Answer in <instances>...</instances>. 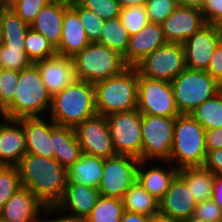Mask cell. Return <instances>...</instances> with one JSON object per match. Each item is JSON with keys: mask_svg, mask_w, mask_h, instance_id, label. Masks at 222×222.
<instances>
[{"mask_svg": "<svg viewBox=\"0 0 222 222\" xmlns=\"http://www.w3.org/2000/svg\"><path fill=\"white\" fill-rule=\"evenodd\" d=\"M175 103L180 114H190L198 105L222 90L209 73L186 68L172 82Z\"/></svg>", "mask_w": 222, "mask_h": 222, "instance_id": "obj_7", "label": "cell"}, {"mask_svg": "<svg viewBox=\"0 0 222 222\" xmlns=\"http://www.w3.org/2000/svg\"><path fill=\"white\" fill-rule=\"evenodd\" d=\"M94 84L76 79L52 97L50 119L57 125L75 128L96 115Z\"/></svg>", "mask_w": 222, "mask_h": 222, "instance_id": "obj_2", "label": "cell"}, {"mask_svg": "<svg viewBox=\"0 0 222 222\" xmlns=\"http://www.w3.org/2000/svg\"><path fill=\"white\" fill-rule=\"evenodd\" d=\"M15 90V99L0 113L2 118L41 117L46 110L50 112L52 96L34 64L19 71V84Z\"/></svg>", "mask_w": 222, "mask_h": 222, "instance_id": "obj_3", "label": "cell"}, {"mask_svg": "<svg viewBox=\"0 0 222 222\" xmlns=\"http://www.w3.org/2000/svg\"><path fill=\"white\" fill-rule=\"evenodd\" d=\"M140 160L131 156L115 155L104 158L100 186L101 196L122 199L124 193L137 181Z\"/></svg>", "mask_w": 222, "mask_h": 222, "instance_id": "obj_12", "label": "cell"}, {"mask_svg": "<svg viewBox=\"0 0 222 222\" xmlns=\"http://www.w3.org/2000/svg\"><path fill=\"white\" fill-rule=\"evenodd\" d=\"M212 200L222 208V176L215 175Z\"/></svg>", "mask_w": 222, "mask_h": 222, "instance_id": "obj_50", "label": "cell"}, {"mask_svg": "<svg viewBox=\"0 0 222 222\" xmlns=\"http://www.w3.org/2000/svg\"><path fill=\"white\" fill-rule=\"evenodd\" d=\"M104 158L82 153L81 158L74 162L68 169V181L92 188H98L102 179Z\"/></svg>", "mask_w": 222, "mask_h": 222, "instance_id": "obj_26", "label": "cell"}, {"mask_svg": "<svg viewBox=\"0 0 222 222\" xmlns=\"http://www.w3.org/2000/svg\"><path fill=\"white\" fill-rule=\"evenodd\" d=\"M74 130L83 153L102 158L116 155L104 115L96 114L78 124Z\"/></svg>", "mask_w": 222, "mask_h": 222, "instance_id": "obj_13", "label": "cell"}, {"mask_svg": "<svg viewBox=\"0 0 222 222\" xmlns=\"http://www.w3.org/2000/svg\"><path fill=\"white\" fill-rule=\"evenodd\" d=\"M166 43L161 24L149 22L137 34L130 36L128 48L123 55L124 61L128 66L134 67Z\"/></svg>", "mask_w": 222, "mask_h": 222, "instance_id": "obj_20", "label": "cell"}, {"mask_svg": "<svg viewBox=\"0 0 222 222\" xmlns=\"http://www.w3.org/2000/svg\"><path fill=\"white\" fill-rule=\"evenodd\" d=\"M193 216L206 222H222V208L212 199L205 200L197 204Z\"/></svg>", "mask_w": 222, "mask_h": 222, "instance_id": "obj_43", "label": "cell"}, {"mask_svg": "<svg viewBox=\"0 0 222 222\" xmlns=\"http://www.w3.org/2000/svg\"><path fill=\"white\" fill-rule=\"evenodd\" d=\"M123 209L128 212L154 217L159 213V200L136 181L122 197Z\"/></svg>", "mask_w": 222, "mask_h": 222, "instance_id": "obj_29", "label": "cell"}, {"mask_svg": "<svg viewBox=\"0 0 222 222\" xmlns=\"http://www.w3.org/2000/svg\"><path fill=\"white\" fill-rule=\"evenodd\" d=\"M68 7L52 0L41 8L30 28L43 34L57 48L62 36L64 12Z\"/></svg>", "mask_w": 222, "mask_h": 222, "instance_id": "obj_24", "label": "cell"}, {"mask_svg": "<svg viewBox=\"0 0 222 222\" xmlns=\"http://www.w3.org/2000/svg\"><path fill=\"white\" fill-rule=\"evenodd\" d=\"M123 211L122 199L101 196L86 218L88 222H121Z\"/></svg>", "mask_w": 222, "mask_h": 222, "instance_id": "obj_33", "label": "cell"}, {"mask_svg": "<svg viewBox=\"0 0 222 222\" xmlns=\"http://www.w3.org/2000/svg\"><path fill=\"white\" fill-rule=\"evenodd\" d=\"M4 119L0 124V166H17L27 153L26 137L17 119Z\"/></svg>", "mask_w": 222, "mask_h": 222, "instance_id": "obj_19", "label": "cell"}, {"mask_svg": "<svg viewBox=\"0 0 222 222\" xmlns=\"http://www.w3.org/2000/svg\"><path fill=\"white\" fill-rule=\"evenodd\" d=\"M177 6L171 0H147L145 8L150 23L161 24Z\"/></svg>", "mask_w": 222, "mask_h": 222, "instance_id": "obj_42", "label": "cell"}, {"mask_svg": "<svg viewBox=\"0 0 222 222\" xmlns=\"http://www.w3.org/2000/svg\"><path fill=\"white\" fill-rule=\"evenodd\" d=\"M89 44L78 13L72 7H68L64 12L62 36L56 48L57 54L73 58Z\"/></svg>", "mask_w": 222, "mask_h": 222, "instance_id": "obj_23", "label": "cell"}, {"mask_svg": "<svg viewBox=\"0 0 222 222\" xmlns=\"http://www.w3.org/2000/svg\"><path fill=\"white\" fill-rule=\"evenodd\" d=\"M56 2H59L63 5H66V6H73V5H76V4H80L82 0H54Z\"/></svg>", "mask_w": 222, "mask_h": 222, "instance_id": "obj_54", "label": "cell"}, {"mask_svg": "<svg viewBox=\"0 0 222 222\" xmlns=\"http://www.w3.org/2000/svg\"><path fill=\"white\" fill-rule=\"evenodd\" d=\"M23 126L27 153L44 158H54L52 139V120L42 117H23L17 119Z\"/></svg>", "mask_w": 222, "mask_h": 222, "instance_id": "obj_21", "label": "cell"}, {"mask_svg": "<svg viewBox=\"0 0 222 222\" xmlns=\"http://www.w3.org/2000/svg\"><path fill=\"white\" fill-rule=\"evenodd\" d=\"M205 129L189 114L176 117L170 158L179 170L203 166L206 159Z\"/></svg>", "mask_w": 222, "mask_h": 222, "instance_id": "obj_5", "label": "cell"}, {"mask_svg": "<svg viewBox=\"0 0 222 222\" xmlns=\"http://www.w3.org/2000/svg\"><path fill=\"white\" fill-rule=\"evenodd\" d=\"M52 0H20L11 8L28 25L35 20L41 8Z\"/></svg>", "mask_w": 222, "mask_h": 222, "instance_id": "obj_41", "label": "cell"}, {"mask_svg": "<svg viewBox=\"0 0 222 222\" xmlns=\"http://www.w3.org/2000/svg\"><path fill=\"white\" fill-rule=\"evenodd\" d=\"M71 7L78 13L79 19L90 43L97 42L101 36L105 20L101 19L92 10L82 7L80 4H76Z\"/></svg>", "mask_w": 222, "mask_h": 222, "instance_id": "obj_37", "label": "cell"}, {"mask_svg": "<svg viewBox=\"0 0 222 222\" xmlns=\"http://www.w3.org/2000/svg\"><path fill=\"white\" fill-rule=\"evenodd\" d=\"M178 175L187 183L195 200L203 202L212 199L215 174L204 166L186 167Z\"/></svg>", "mask_w": 222, "mask_h": 222, "instance_id": "obj_28", "label": "cell"}, {"mask_svg": "<svg viewBox=\"0 0 222 222\" xmlns=\"http://www.w3.org/2000/svg\"><path fill=\"white\" fill-rule=\"evenodd\" d=\"M206 150L222 149V127L205 131Z\"/></svg>", "mask_w": 222, "mask_h": 222, "instance_id": "obj_48", "label": "cell"}, {"mask_svg": "<svg viewBox=\"0 0 222 222\" xmlns=\"http://www.w3.org/2000/svg\"><path fill=\"white\" fill-rule=\"evenodd\" d=\"M72 60L77 79L91 84L116 76L129 67L120 53L96 42L90 43Z\"/></svg>", "mask_w": 222, "mask_h": 222, "instance_id": "obj_6", "label": "cell"}, {"mask_svg": "<svg viewBox=\"0 0 222 222\" xmlns=\"http://www.w3.org/2000/svg\"><path fill=\"white\" fill-rule=\"evenodd\" d=\"M105 117L116 155L142 161V114L138 109L115 112Z\"/></svg>", "mask_w": 222, "mask_h": 222, "instance_id": "obj_8", "label": "cell"}, {"mask_svg": "<svg viewBox=\"0 0 222 222\" xmlns=\"http://www.w3.org/2000/svg\"><path fill=\"white\" fill-rule=\"evenodd\" d=\"M32 64L25 53L24 45H0V68L21 71L29 68Z\"/></svg>", "mask_w": 222, "mask_h": 222, "instance_id": "obj_35", "label": "cell"}, {"mask_svg": "<svg viewBox=\"0 0 222 222\" xmlns=\"http://www.w3.org/2000/svg\"><path fill=\"white\" fill-rule=\"evenodd\" d=\"M153 222H180V220L158 213L153 217Z\"/></svg>", "mask_w": 222, "mask_h": 222, "instance_id": "obj_52", "label": "cell"}, {"mask_svg": "<svg viewBox=\"0 0 222 222\" xmlns=\"http://www.w3.org/2000/svg\"><path fill=\"white\" fill-rule=\"evenodd\" d=\"M58 213V214H63L61 215L60 218H56V219H45L42 220V222H88L87 218L85 217H80V216H76V215H71V214H66V216H64V211H61L56 205H51V206H45L44 208V213L43 214H50L51 212Z\"/></svg>", "mask_w": 222, "mask_h": 222, "instance_id": "obj_47", "label": "cell"}, {"mask_svg": "<svg viewBox=\"0 0 222 222\" xmlns=\"http://www.w3.org/2000/svg\"><path fill=\"white\" fill-rule=\"evenodd\" d=\"M197 204L187 183L177 174L169 189L159 200V213L183 220L194 214Z\"/></svg>", "mask_w": 222, "mask_h": 222, "instance_id": "obj_17", "label": "cell"}, {"mask_svg": "<svg viewBox=\"0 0 222 222\" xmlns=\"http://www.w3.org/2000/svg\"><path fill=\"white\" fill-rule=\"evenodd\" d=\"M180 222H206V221L203 219L196 218L192 215L188 217L187 219L180 220Z\"/></svg>", "mask_w": 222, "mask_h": 222, "instance_id": "obj_56", "label": "cell"}, {"mask_svg": "<svg viewBox=\"0 0 222 222\" xmlns=\"http://www.w3.org/2000/svg\"><path fill=\"white\" fill-rule=\"evenodd\" d=\"M200 10L207 24L218 25L222 21V0H205Z\"/></svg>", "mask_w": 222, "mask_h": 222, "instance_id": "obj_44", "label": "cell"}, {"mask_svg": "<svg viewBox=\"0 0 222 222\" xmlns=\"http://www.w3.org/2000/svg\"><path fill=\"white\" fill-rule=\"evenodd\" d=\"M21 186L16 166H0V209Z\"/></svg>", "mask_w": 222, "mask_h": 222, "instance_id": "obj_38", "label": "cell"}, {"mask_svg": "<svg viewBox=\"0 0 222 222\" xmlns=\"http://www.w3.org/2000/svg\"><path fill=\"white\" fill-rule=\"evenodd\" d=\"M206 72L222 84V39L217 45L216 51L210 60Z\"/></svg>", "mask_w": 222, "mask_h": 222, "instance_id": "obj_45", "label": "cell"}, {"mask_svg": "<svg viewBox=\"0 0 222 222\" xmlns=\"http://www.w3.org/2000/svg\"><path fill=\"white\" fill-rule=\"evenodd\" d=\"M33 64L38 68L46 90L52 97L77 79L70 57L55 54Z\"/></svg>", "mask_w": 222, "mask_h": 222, "instance_id": "obj_16", "label": "cell"}, {"mask_svg": "<svg viewBox=\"0 0 222 222\" xmlns=\"http://www.w3.org/2000/svg\"><path fill=\"white\" fill-rule=\"evenodd\" d=\"M121 222H153V217L124 210L121 217Z\"/></svg>", "mask_w": 222, "mask_h": 222, "instance_id": "obj_49", "label": "cell"}, {"mask_svg": "<svg viewBox=\"0 0 222 222\" xmlns=\"http://www.w3.org/2000/svg\"><path fill=\"white\" fill-rule=\"evenodd\" d=\"M137 109L141 114L161 117L180 115L172 84L139 75Z\"/></svg>", "mask_w": 222, "mask_h": 222, "instance_id": "obj_11", "label": "cell"}, {"mask_svg": "<svg viewBox=\"0 0 222 222\" xmlns=\"http://www.w3.org/2000/svg\"><path fill=\"white\" fill-rule=\"evenodd\" d=\"M3 44V29H2V25L0 23V45Z\"/></svg>", "mask_w": 222, "mask_h": 222, "instance_id": "obj_58", "label": "cell"}, {"mask_svg": "<svg viewBox=\"0 0 222 222\" xmlns=\"http://www.w3.org/2000/svg\"><path fill=\"white\" fill-rule=\"evenodd\" d=\"M203 166L213 174L222 176V149L207 151Z\"/></svg>", "mask_w": 222, "mask_h": 222, "instance_id": "obj_46", "label": "cell"}, {"mask_svg": "<svg viewBox=\"0 0 222 222\" xmlns=\"http://www.w3.org/2000/svg\"><path fill=\"white\" fill-rule=\"evenodd\" d=\"M0 23L3 29V45L20 46L25 44L26 33L30 28L12 8L0 7Z\"/></svg>", "mask_w": 222, "mask_h": 222, "instance_id": "obj_30", "label": "cell"}, {"mask_svg": "<svg viewBox=\"0 0 222 222\" xmlns=\"http://www.w3.org/2000/svg\"><path fill=\"white\" fill-rule=\"evenodd\" d=\"M218 27H219V32L222 36V21L218 24Z\"/></svg>", "mask_w": 222, "mask_h": 222, "instance_id": "obj_59", "label": "cell"}, {"mask_svg": "<svg viewBox=\"0 0 222 222\" xmlns=\"http://www.w3.org/2000/svg\"><path fill=\"white\" fill-rule=\"evenodd\" d=\"M138 78L137 69L129 66L120 74L94 84L97 114L107 116L137 109Z\"/></svg>", "mask_w": 222, "mask_h": 222, "instance_id": "obj_4", "label": "cell"}, {"mask_svg": "<svg viewBox=\"0 0 222 222\" xmlns=\"http://www.w3.org/2000/svg\"><path fill=\"white\" fill-rule=\"evenodd\" d=\"M19 71L0 68V113L15 99Z\"/></svg>", "mask_w": 222, "mask_h": 222, "instance_id": "obj_39", "label": "cell"}, {"mask_svg": "<svg viewBox=\"0 0 222 222\" xmlns=\"http://www.w3.org/2000/svg\"><path fill=\"white\" fill-rule=\"evenodd\" d=\"M205 0H187V6L201 8Z\"/></svg>", "mask_w": 222, "mask_h": 222, "instance_id": "obj_55", "label": "cell"}, {"mask_svg": "<svg viewBox=\"0 0 222 222\" xmlns=\"http://www.w3.org/2000/svg\"><path fill=\"white\" fill-rule=\"evenodd\" d=\"M54 159L68 169L82 156V148L72 127L57 125L52 121Z\"/></svg>", "mask_w": 222, "mask_h": 222, "instance_id": "obj_25", "label": "cell"}, {"mask_svg": "<svg viewBox=\"0 0 222 222\" xmlns=\"http://www.w3.org/2000/svg\"><path fill=\"white\" fill-rule=\"evenodd\" d=\"M20 0H0V7L11 8Z\"/></svg>", "mask_w": 222, "mask_h": 222, "instance_id": "obj_53", "label": "cell"}, {"mask_svg": "<svg viewBox=\"0 0 222 222\" xmlns=\"http://www.w3.org/2000/svg\"><path fill=\"white\" fill-rule=\"evenodd\" d=\"M206 24L200 8L178 6L161 23V26L167 42L183 44Z\"/></svg>", "mask_w": 222, "mask_h": 222, "instance_id": "obj_15", "label": "cell"}, {"mask_svg": "<svg viewBox=\"0 0 222 222\" xmlns=\"http://www.w3.org/2000/svg\"><path fill=\"white\" fill-rule=\"evenodd\" d=\"M222 36L218 25L206 24L184 43L186 66L206 71Z\"/></svg>", "mask_w": 222, "mask_h": 222, "instance_id": "obj_14", "label": "cell"}, {"mask_svg": "<svg viewBox=\"0 0 222 222\" xmlns=\"http://www.w3.org/2000/svg\"><path fill=\"white\" fill-rule=\"evenodd\" d=\"M134 67L143 77L171 83L187 68L183 44L167 42Z\"/></svg>", "mask_w": 222, "mask_h": 222, "instance_id": "obj_9", "label": "cell"}, {"mask_svg": "<svg viewBox=\"0 0 222 222\" xmlns=\"http://www.w3.org/2000/svg\"><path fill=\"white\" fill-rule=\"evenodd\" d=\"M177 7L187 6V0H171Z\"/></svg>", "mask_w": 222, "mask_h": 222, "instance_id": "obj_57", "label": "cell"}, {"mask_svg": "<svg viewBox=\"0 0 222 222\" xmlns=\"http://www.w3.org/2000/svg\"><path fill=\"white\" fill-rule=\"evenodd\" d=\"M148 161H141L137 170V181L152 196L160 200L169 189L172 180L178 174V169L173 165L169 170L160 167H146Z\"/></svg>", "mask_w": 222, "mask_h": 222, "instance_id": "obj_27", "label": "cell"}, {"mask_svg": "<svg viewBox=\"0 0 222 222\" xmlns=\"http://www.w3.org/2000/svg\"><path fill=\"white\" fill-rule=\"evenodd\" d=\"M191 115L205 130L222 127V90L198 105Z\"/></svg>", "mask_w": 222, "mask_h": 222, "instance_id": "obj_31", "label": "cell"}, {"mask_svg": "<svg viewBox=\"0 0 222 222\" xmlns=\"http://www.w3.org/2000/svg\"><path fill=\"white\" fill-rule=\"evenodd\" d=\"M45 205L28 189L21 186L0 209L5 222H42L39 214Z\"/></svg>", "mask_w": 222, "mask_h": 222, "instance_id": "obj_18", "label": "cell"}, {"mask_svg": "<svg viewBox=\"0 0 222 222\" xmlns=\"http://www.w3.org/2000/svg\"><path fill=\"white\" fill-rule=\"evenodd\" d=\"M129 38L127 30L117 17L105 20L101 36L96 43L115 50L123 56L128 48Z\"/></svg>", "mask_w": 222, "mask_h": 222, "instance_id": "obj_32", "label": "cell"}, {"mask_svg": "<svg viewBox=\"0 0 222 222\" xmlns=\"http://www.w3.org/2000/svg\"><path fill=\"white\" fill-rule=\"evenodd\" d=\"M21 185L28 188L45 206L56 205L68 183L67 169L54 158L26 153L16 166Z\"/></svg>", "mask_w": 222, "mask_h": 222, "instance_id": "obj_1", "label": "cell"}, {"mask_svg": "<svg viewBox=\"0 0 222 222\" xmlns=\"http://www.w3.org/2000/svg\"><path fill=\"white\" fill-rule=\"evenodd\" d=\"M100 197L101 193L98 188L72 184L68 181L64 194L56 206L61 211H69L68 213L71 215L86 218Z\"/></svg>", "mask_w": 222, "mask_h": 222, "instance_id": "obj_22", "label": "cell"}, {"mask_svg": "<svg viewBox=\"0 0 222 222\" xmlns=\"http://www.w3.org/2000/svg\"><path fill=\"white\" fill-rule=\"evenodd\" d=\"M176 117L142 114V161L170 158Z\"/></svg>", "mask_w": 222, "mask_h": 222, "instance_id": "obj_10", "label": "cell"}, {"mask_svg": "<svg viewBox=\"0 0 222 222\" xmlns=\"http://www.w3.org/2000/svg\"><path fill=\"white\" fill-rule=\"evenodd\" d=\"M24 48L32 63L57 54L52 43L43 34L35 32L31 28L26 33Z\"/></svg>", "mask_w": 222, "mask_h": 222, "instance_id": "obj_34", "label": "cell"}, {"mask_svg": "<svg viewBox=\"0 0 222 222\" xmlns=\"http://www.w3.org/2000/svg\"><path fill=\"white\" fill-rule=\"evenodd\" d=\"M121 9L134 6H145L147 0H116Z\"/></svg>", "mask_w": 222, "mask_h": 222, "instance_id": "obj_51", "label": "cell"}, {"mask_svg": "<svg viewBox=\"0 0 222 222\" xmlns=\"http://www.w3.org/2000/svg\"><path fill=\"white\" fill-rule=\"evenodd\" d=\"M80 5L92 10L103 20L117 18L121 11L116 0H82Z\"/></svg>", "mask_w": 222, "mask_h": 222, "instance_id": "obj_40", "label": "cell"}, {"mask_svg": "<svg viewBox=\"0 0 222 222\" xmlns=\"http://www.w3.org/2000/svg\"><path fill=\"white\" fill-rule=\"evenodd\" d=\"M119 19L129 36L137 34L150 20L145 6H134L123 8Z\"/></svg>", "mask_w": 222, "mask_h": 222, "instance_id": "obj_36", "label": "cell"}]
</instances>
